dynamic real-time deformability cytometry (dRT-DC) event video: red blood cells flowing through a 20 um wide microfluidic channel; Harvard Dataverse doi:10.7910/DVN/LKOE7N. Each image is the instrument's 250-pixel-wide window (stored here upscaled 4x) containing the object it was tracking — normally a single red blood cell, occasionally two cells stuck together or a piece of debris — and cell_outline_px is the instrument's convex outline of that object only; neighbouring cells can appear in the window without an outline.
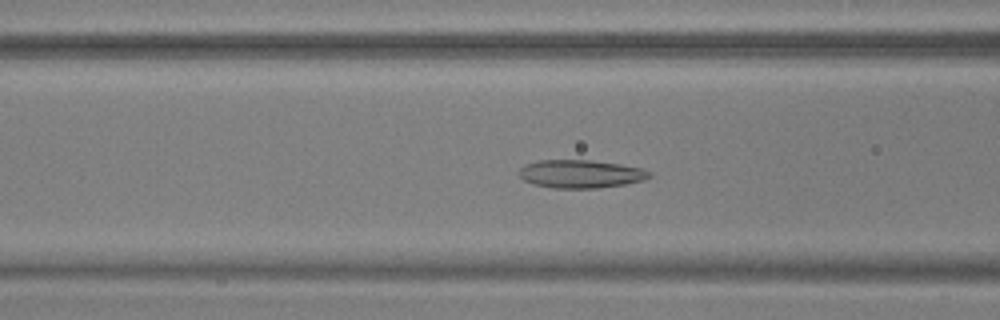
{"species": "common noctule bat (a hibernating species)", "species_latin": "Nyctalus noctula", "temperature_condition": "warm", "stored_images_in_passage": 53, "camera_frame_rate_fps": 3000, "um_per_image_px": 0.085, "animal": {"sex": "male", "body_mass_g": 17.9, "forearm_length_mm": 54.2}, "frame": {"image": 1, "passage_image": 21, "time_ms": 6.667, "image_size_px": [1000, 320], "cell_outline_px": [[652, 176], [644, 180], [624, 184], [600, 188], [552, 188], [532, 184], [524, 180], [520, 176], [520, 168], [524, 164], [540, 160], [592, 160], [620, 164], [640, 168], [652, 172]], "centroid_in_image_um": [49.36, 14.78], "position_along_channel_um": 117.2, "area_um2": 21.44}}
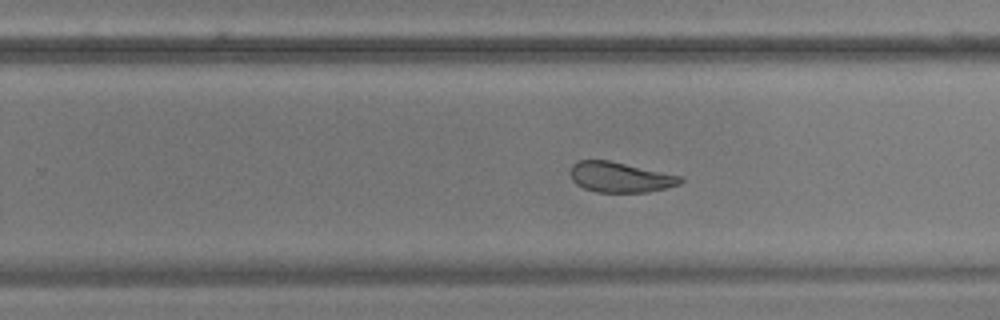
{"frame": {"image": 2, "passage_image": 34, "time_ms": 11.0, "image_size_px": [1000, 320], "cell_outline_px": [[684, 180], [680, 184], [648, 192], [596, 192], [584, 188], [576, 184], [572, 180], [568, 172], [572, 164], [576, 160], [608, 160], [684, 176]], "centroid_in_image_um": [52.69, 15.05], "position_along_channel_um": 277.1, "area_um2": 19.65}}
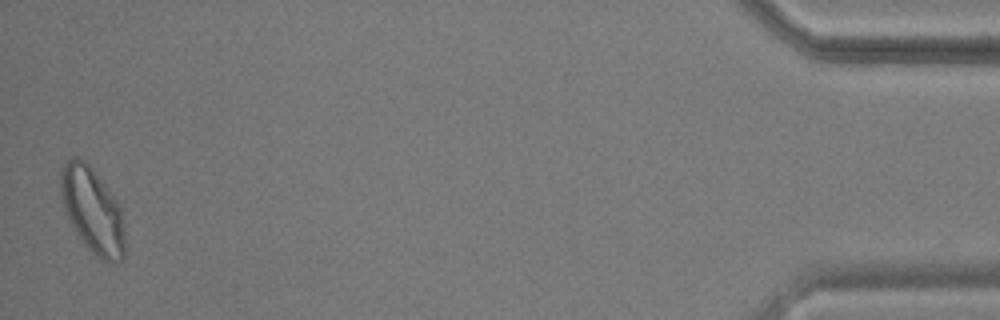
{"frame": {"image": 3, "passage_image": 53, "time_ms": 17.333, "image_size_px": [1000, 320], "cell_outline_px": [[124, 260], [112, 264], [108, 264], [96, 256], [88, 248], [76, 232], [64, 208], [60, 196], [60, 172], [64, 164], [72, 156], [76, 156], [84, 160], [92, 168], [108, 188], [120, 208], [124, 232]], "centroid_in_image_um": [7.85, 17.89], "position_along_channel_um": 427.3, "area_um2": 31.85}, "authors_computed_cell_mechanics": {"area_um2": 22.542, "velocity_mm_per_s": 3.6944, "shape_relaxation_time_tau1_ms": 11.0145, "shape_relaxation_time_tau2_ms": 2.1038, "deformation_change_tau1": 0.2179, "deformation_change_tau2": 0.0845}}